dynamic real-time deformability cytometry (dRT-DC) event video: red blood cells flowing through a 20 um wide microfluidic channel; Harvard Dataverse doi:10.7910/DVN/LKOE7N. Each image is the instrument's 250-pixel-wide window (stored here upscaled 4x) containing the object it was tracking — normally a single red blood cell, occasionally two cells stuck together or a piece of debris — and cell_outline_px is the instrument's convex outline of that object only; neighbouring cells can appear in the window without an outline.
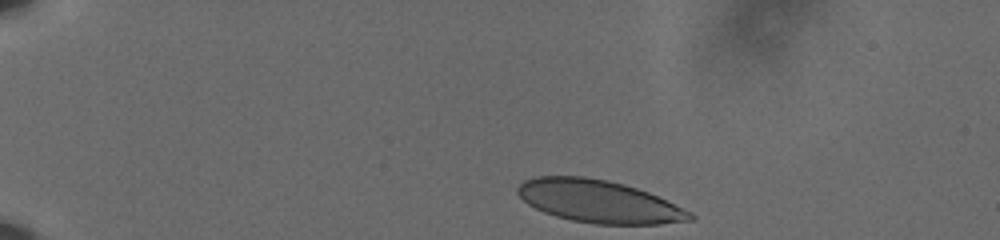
{"species": "human", "species_latin": "Homo sapiens", "temperature_condition": "cold", "stored_images_in_passage": 43, "camera_frame_rate_fps": 3000, "um_per_image_px": 0.085, "donor": {"sex": "male"}, "frame": {"image": 1, "passage_image": 1, "time_ms": 0.0, "image_size_px": [1000, 240], "cell_outline_px": [[696, 216], [692, 220], [660, 224], [596, 224], [572, 220], [556, 216], [544, 212], [528, 204], [516, 192], [516, 188], [524, 180], [536, 176], [584, 176], [608, 180], [624, 184], [648, 192], [692, 212]], "centroid_in_image_um": [50.9, 17.11], "position_along_channel_um": 34.1, "area_um2": 42.66}}
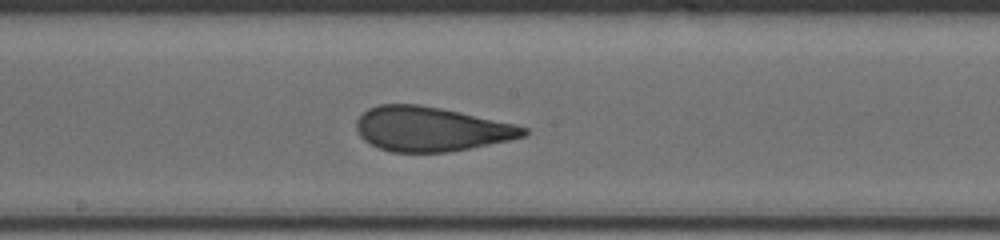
{"frame": {"image": 2, "passage_image": 23, "time_ms": 7.333, "image_size_px": [1000, 240], "cell_outline_px": [[528, 136], [448, 152], [392, 152], [380, 148], [364, 140], [360, 136], [356, 128], [356, 120], [368, 108], [380, 104], [420, 104], [460, 112], [516, 124], [528, 128]], "centroid_in_image_um": [36.63, 10.96], "position_along_channel_um": 211.6, "area_um2": 43.18}}
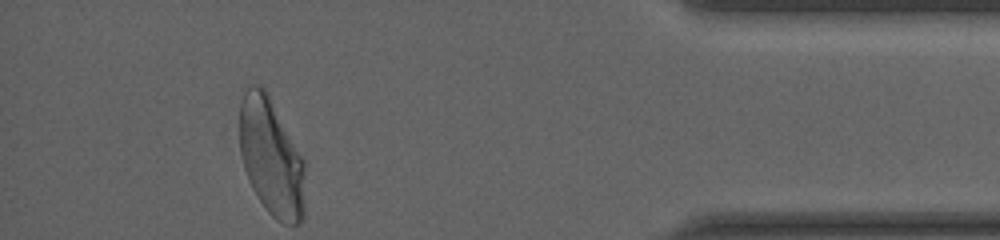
{"frame": {"image": 3, "passage_image": 43, "time_ms": 14.0, "image_size_px": [1000, 240], "cell_outline_px": [[304, 220], [300, 224], [284, 224], [276, 220], [268, 212], [252, 188], [248, 180], [244, 168], [240, 152], [240, 104], [244, 92], [248, 84], [260, 84], [264, 88], [304, 160]], "centroid_in_image_um": [23.05, 13.39], "position_along_channel_um": 412.2, "area_um2": 44.74}, "authors_computed_cell_mechanics": {"area_um2": 43.928, "velocity_mm_per_s": 3.5909, "shape_relaxation_time_tau1_ms": 7.6288, "shape_relaxation_time_tau2_ms": 0.8523, "deformation_change_tau1": 0.2015, "deformation_change_tau2": 0.0737}}